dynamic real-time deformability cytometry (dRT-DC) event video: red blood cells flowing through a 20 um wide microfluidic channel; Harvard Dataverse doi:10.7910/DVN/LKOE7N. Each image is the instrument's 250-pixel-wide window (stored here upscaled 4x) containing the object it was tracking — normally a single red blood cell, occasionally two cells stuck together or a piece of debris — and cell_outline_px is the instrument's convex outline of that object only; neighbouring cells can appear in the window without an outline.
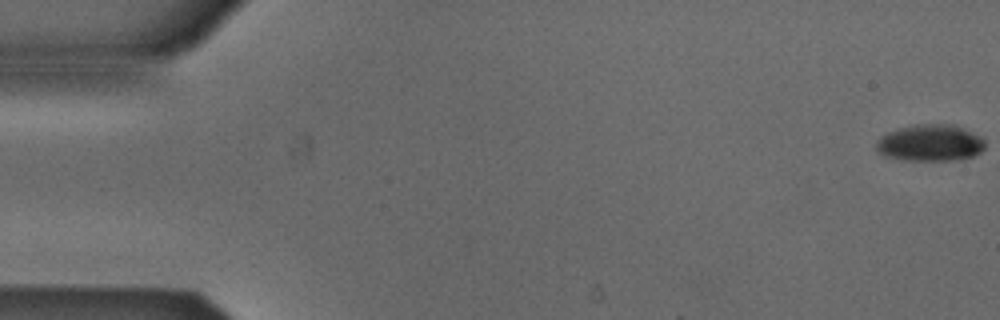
{"species": "Egyptian fruit bat (a non-hibernating species)", "species_latin": "Rousettus aegyptiacus", "temperature_condition": "cold", "stored_images_in_passage": 16, "camera_frame_rate_fps": 3000, "um_per_image_px": 0.085, "animal": {"sex": "male"}, "frame": {"image": 1, "passage_image": 1, "time_ms": 0.0, "image_size_px": [1000, 320], "cell_outline_px": [[984, 148], [980, 152], [972, 156], [960, 160], [900, 160], [884, 156], [876, 148], [876, 140], [888, 132], [900, 128], [916, 124], [952, 124], [984, 136]], "centroid_in_image_um": [79.09, 12.15], "position_along_channel_um": 5.9, "area_um2": 23.41}}
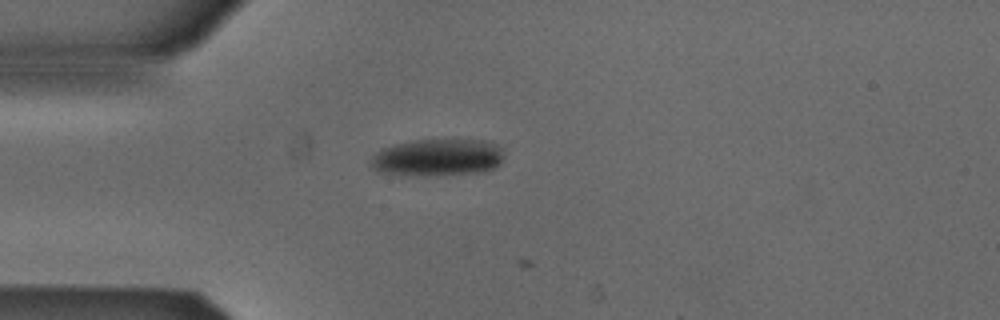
{"frame": {"image": 2, "passage_image": 15, "time_ms": 4.667, "image_size_px": [1000, 320], "cell_outline_px": [[504, 160], [496, 168], [488, 172], [444, 176], [404, 176], [376, 172], [368, 164], [372, 156], [376, 152], [384, 148], [396, 144], [416, 140], [484, 140], [500, 144], [504, 148]], "centroid_in_image_um": [37.25, 13.43], "position_along_channel_um": 47.8, "area_um2": 30.06}}